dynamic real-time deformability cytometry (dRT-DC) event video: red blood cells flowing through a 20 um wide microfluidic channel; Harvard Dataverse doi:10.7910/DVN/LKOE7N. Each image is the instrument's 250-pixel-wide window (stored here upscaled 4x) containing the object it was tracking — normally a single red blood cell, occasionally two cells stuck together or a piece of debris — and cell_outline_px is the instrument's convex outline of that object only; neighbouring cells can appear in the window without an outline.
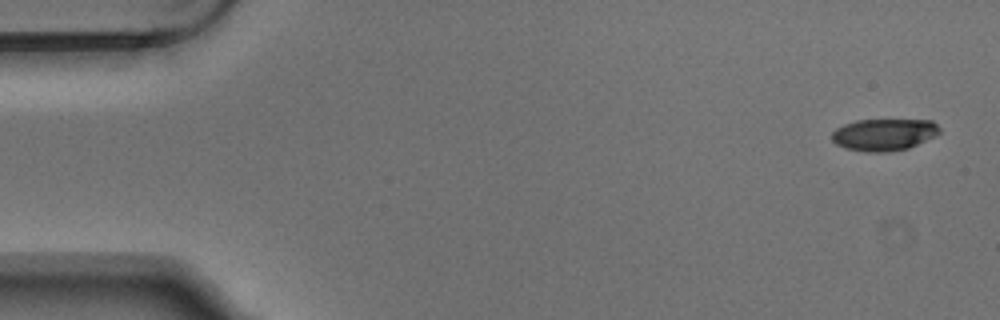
{"species": "Egyptian fruit bat (a non-hibernating species)", "species_latin": "Rousettus aegyptiacus", "temperature_condition": "warm", "stored_images_in_passage": 3, "camera_frame_rate_fps": 3000, "um_per_image_px": 0.085, "animal": {"sex": "male"}, "frame": {"image": 1, "passage_image": 1, "time_ms": 0.0, "image_size_px": [1000, 320], "cell_outline_px": [[940, 132], [936, 136], [908, 148], [888, 152], [864, 152], [844, 148], [836, 144], [832, 140], [832, 132], [836, 128], [844, 124], [856, 120], [932, 120], [940, 128]], "centroid_in_image_um": [75.13, 11.44], "position_along_channel_um": 9.9, "area_um2": 20.17}}
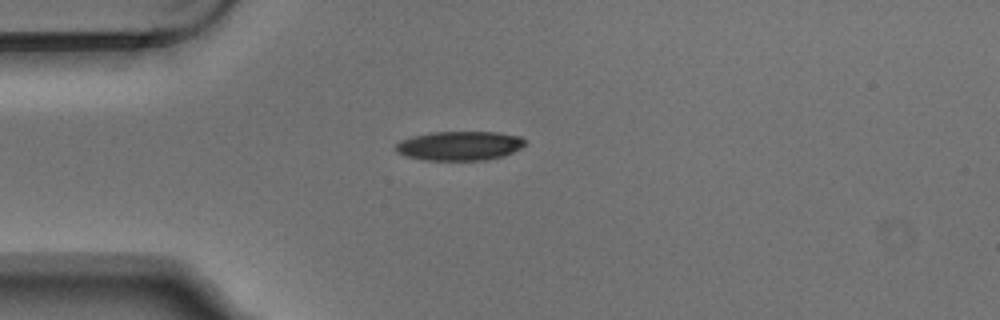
{"frame": {"image": 2, "passage_image": 3, "time_ms": 0.667, "image_size_px": [1000, 320], "cell_outline_px": [[528, 144], [504, 156], [488, 160], [424, 160], [404, 156], [396, 152], [392, 148], [400, 140], [412, 136], [432, 132], [496, 132], [520, 136]], "centroid_in_image_um": [39.03, 12.4], "position_along_channel_um": 46.0, "area_um2": 22.31}}